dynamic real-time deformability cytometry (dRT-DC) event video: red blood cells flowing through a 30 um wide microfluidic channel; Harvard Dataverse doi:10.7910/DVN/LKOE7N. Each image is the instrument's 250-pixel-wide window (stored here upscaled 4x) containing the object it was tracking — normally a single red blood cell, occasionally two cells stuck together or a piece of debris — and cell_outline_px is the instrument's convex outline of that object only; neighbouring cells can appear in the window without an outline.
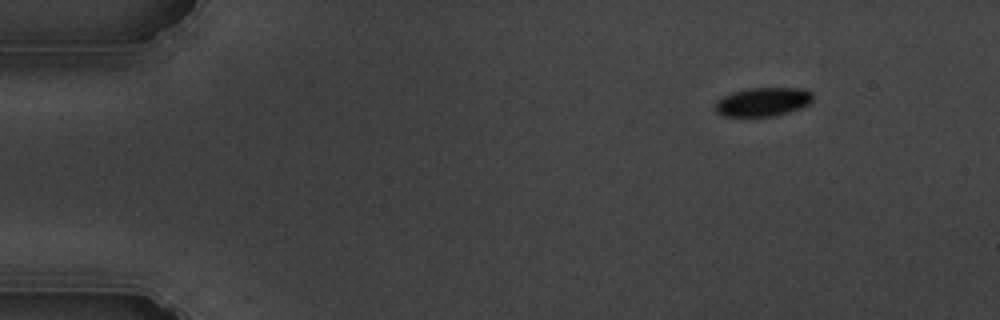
{"species": "common noctule bat (a hibernating species)", "species_latin": "Nyctalus noctula", "temperature_condition": "cold", "stored_images_in_passage": 50, "camera_frame_rate_fps": 3000, "um_per_image_px": 0.085, "animal": {"sex": "male", "body_mass_g": 19.5, "forearm_length_mm": 54.6}, "frame": {"image": 1, "passage_image": 1, "time_ms": 0.0, "image_size_px": [1000, 320], "cell_outline_px": [[812, 100], [808, 104], [800, 108], [776, 116], [724, 116], [716, 112], [716, 100], [732, 92], [748, 88], [804, 88], [812, 92]], "centroid_in_image_um": [64.85, 8.65], "position_along_channel_um": 20.1, "area_um2": 16.36}}
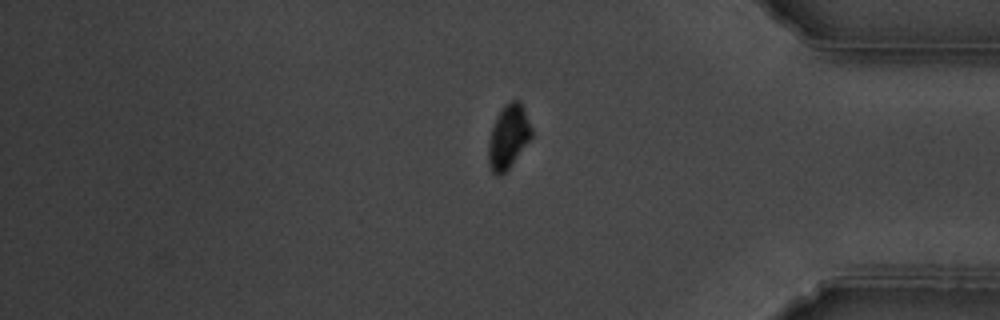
{"frame": {"image": 2, "passage_image": 41, "time_ms": 13.333, "image_size_px": [1000, 320], "cell_outline_px": [[532, 136], [512, 164], [500, 176], [496, 176], [492, 172], [488, 164], [488, 144], [492, 128], [496, 116], [500, 108], [504, 104], [512, 100], [520, 100], [524, 108], [532, 128]], "centroid_in_image_um": [43.2, 11.6], "position_along_channel_um": 392.0, "area_um2": 16.13}}
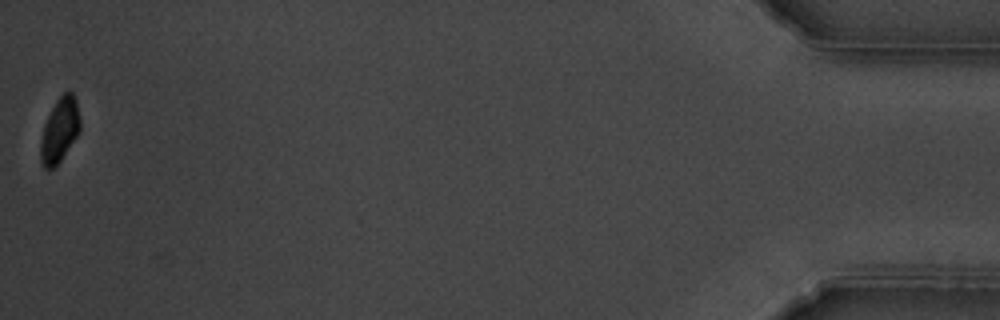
{"frame": {"image": 3, "passage_image": 50, "time_ms": 16.333, "image_size_px": [1000, 320], "cell_outline_px": [[80, 132], [60, 160], [52, 168], [44, 168], [40, 164], [40, 140], [44, 124], [56, 100], [64, 92], [72, 92], [76, 100], [80, 120]], "centroid_in_image_um": [5.06, 11.06], "position_along_channel_um": 430.1, "area_um2": 14.74}}